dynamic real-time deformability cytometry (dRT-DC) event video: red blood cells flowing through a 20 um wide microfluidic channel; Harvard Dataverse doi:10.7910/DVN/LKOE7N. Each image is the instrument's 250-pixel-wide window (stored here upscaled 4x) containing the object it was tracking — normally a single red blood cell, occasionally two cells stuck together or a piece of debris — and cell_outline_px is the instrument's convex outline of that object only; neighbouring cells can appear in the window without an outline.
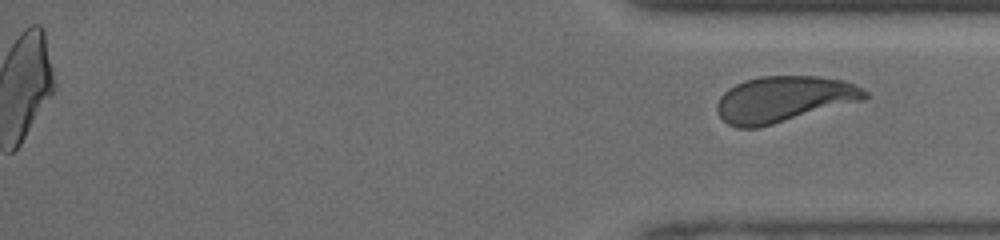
{"species": "human", "species_latin": "Homo sapiens", "temperature_condition": "room temperature", "stored_images_in_passage": 44, "segment_of_instrument_passage": [2, 2], "camera_frame_rate_fps": 3000, "um_per_image_px": 0.085, "donor": {"sex": "male"}, "frame": {"image": 1, "passage_image": 44, "time_ms": 14.333, "image_size_px": [1000, 240], "cell_outline_px": [[868, 96], [864, 100], [772, 124], [756, 128], [736, 128], [728, 124], [716, 112], [716, 104], [720, 96], [728, 88], [744, 80], [760, 76], [816, 76], [844, 80], [868, 92]], "centroid_in_image_um": [66.58, 8.42], "position_along_channel_um": 368.6, "area_um2": 39.48}}